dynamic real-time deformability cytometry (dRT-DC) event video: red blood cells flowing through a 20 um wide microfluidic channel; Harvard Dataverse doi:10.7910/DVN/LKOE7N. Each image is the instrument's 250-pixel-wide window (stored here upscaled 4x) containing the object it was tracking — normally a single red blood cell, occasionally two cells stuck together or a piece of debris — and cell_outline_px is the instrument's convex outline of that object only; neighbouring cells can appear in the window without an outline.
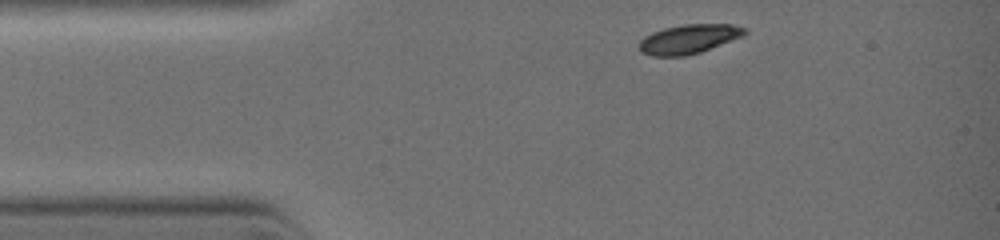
{"species": "common noctule bat (a hibernating species)", "species_latin": "Nyctalus noctula", "temperature_condition": "warm", "stored_images_in_passage": 4, "camera_frame_rate_fps": 3000, "um_per_image_px": 0.085, "animal": {"sex": "female", "body_mass_g": 19.0, "forearm_length_mm": 51.5}, "frame": {"image": 1, "passage_image": 1, "time_ms": 0.0, "image_size_px": [1000, 240], "cell_outline_px": [[748, 32], [744, 36], [700, 52], [684, 56], [652, 56], [640, 52], [640, 40], [644, 36], [652, 32], [664, 28], [684, 24], [732, 24], [744, 28]], "centroid_in_image_um": [58.55, 3.31], "position_along_channel_um": 26.5, "area_um2": 17.98}}
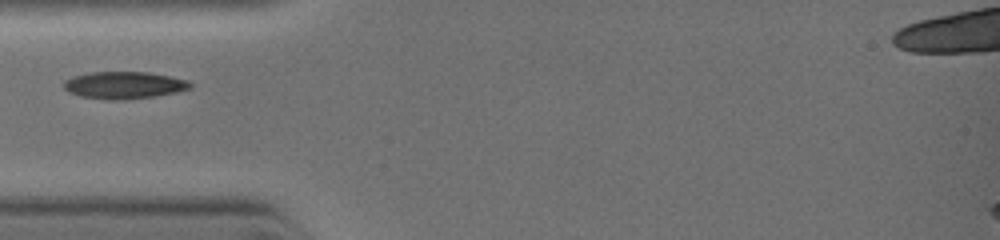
{"frame": {"image": 2, "passage_image": 3, "time_ms": 1.667, "image_size_px": [1000, 240], "cell_outline_px": [[192, 88], [176, 92], [156, 96], [124, 100], [112, 100], [80, 96], [68, 92], [64, 88], [64, 80], [72, 76], [92, 72], [148, 72], [188, 80], [192, 84]], "centroid_in_image_um": [10.54, 7.24], "position_along_channel_um": 74.5, "area_um2": 20.06}}